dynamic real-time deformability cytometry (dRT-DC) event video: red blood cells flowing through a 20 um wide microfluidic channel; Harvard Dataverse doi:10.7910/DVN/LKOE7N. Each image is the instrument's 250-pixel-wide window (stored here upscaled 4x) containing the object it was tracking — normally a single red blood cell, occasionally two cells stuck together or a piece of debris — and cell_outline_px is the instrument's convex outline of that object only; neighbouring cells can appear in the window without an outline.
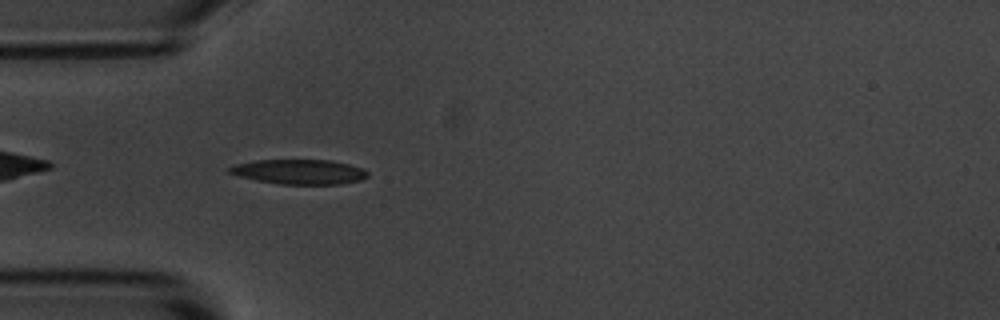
{"species": "common noctule bat (a hibernating species)", "species_latin": "Nyctalus noctula", "temperature_condition": "room temperature", "stored_images_in_passage": 42, "camera_frame_rate_fps": 3000, "um_per_image_px": 0.085, "animal": {"sex": "male", "body_mass_g": 20.1, "forearm_length_mm": 53.5}, "frame": {"image": 1, "passage_image": 3, "time_ms": 0.667, "image_size_px": [1000, 320], "cell_outline_px": [[368, 176], [360, 180], [340, 184], [280, 184], [256, 180], [240, 176], [228, 172], [228, 168], [236, 164], [256, 160], [328, 160], [348, 164], [364, 168], [368, 172]], "centroid_in_image_um": [25.46, 14.6], "position_along_channel_um": 59.5, "area_um2": 19.83}}
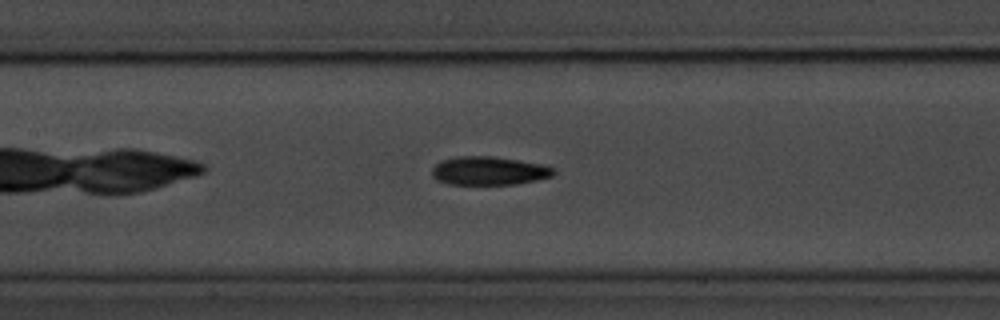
{"frame": {"image": 2, "passage_image": 12, "time_ms": 3.667, "image_size_px": [1000, 320], "cell_outline_px": [[556, 172], [552, 176], [536, 180], [516, 184], [448, 184], [436, 180], [432, 176], [432, 168], [440, 160], [456, 156], [492, 156], [520, 160], [540, 164], [552, 168]], "centroid_in_image_um": [41.51, 14.51], "position_along_channel_um": 165.9, "area_um2": 20.23}}
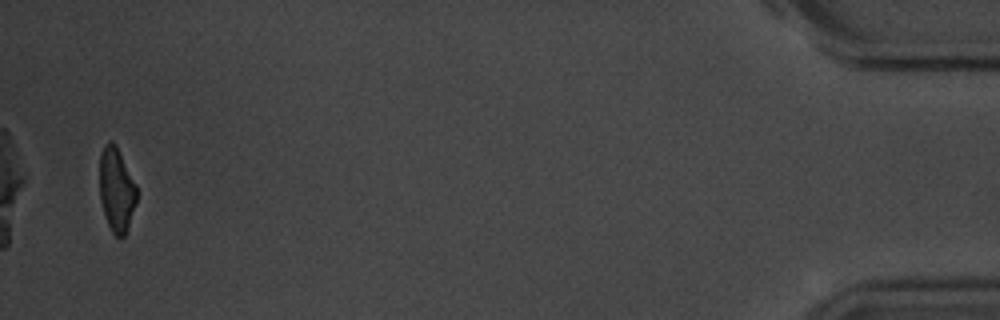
{"frame": {"image": 3, "passage_image": 41, "time_ms": 13.333, "image_size_px": [1000, 320], "cell_outline_px": [[136, 204], [124, 236], [120, 240], [112, 232], [104, 216], [100, 200], [100, 152], [104, 144], [108, 140], [112, 140], [116, 144], [136, 184]], "centroid_in_image_um": [9.89, 16.1], "position_along_channel_um": 425.3, "area_um2": 18.32}, "authors_computed_cell_mechanics": {"area_um2": 20.1433, "velocity_mm_per_s": 3.5995, "shape_relaxation_time_tau1_ms": 2.8361, "shape_relaxation_time_tau2_ms": 3.3966, "deformation_change_tau1": 0.1373, "deformation_change_tau2": 0.1103}}